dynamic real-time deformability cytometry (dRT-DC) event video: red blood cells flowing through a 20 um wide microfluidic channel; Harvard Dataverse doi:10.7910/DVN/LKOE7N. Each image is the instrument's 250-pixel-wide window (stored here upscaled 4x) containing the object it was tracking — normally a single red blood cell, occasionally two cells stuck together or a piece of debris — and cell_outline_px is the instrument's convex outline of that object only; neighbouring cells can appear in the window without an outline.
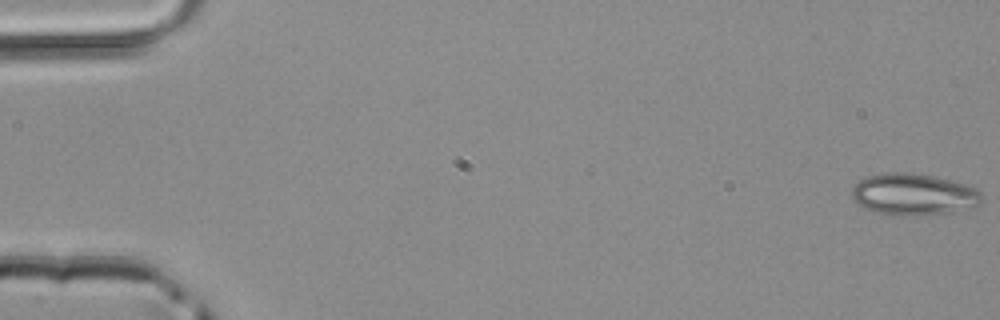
{"species": "common noctule bat (a hibernating species)", "species_latin": "Nyctalus noctula", "temperature_condition": "room temperature", "stored_images_in_passage": 50, "camera_frame_rate_fps": 3000, "um_per_image_px": 0.085, "animal": {"sex": "male", "body_mass_g": 20.4}, "frame": {"image": 1, "passage_image": 1, "time_ms": 0.0, "image_size_px": [1000, 320], "cell_outline_px": [[984, 200], [976, 208], [952, 212], [920, 216], [884, 216], [864, 208], [852, 200], [852, 188], [860, 180], [868, 176], [884, 172], [908, 172], [932, 176], [964, 184], [976, 188], [984, 196]], "centroid_in_image_um": [77.67, 16.56], "position_along_channel_um": 7.3, "area_um2": 32.31}}
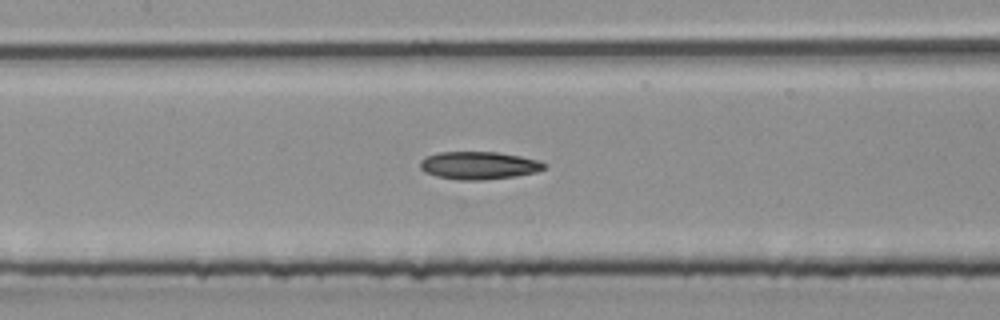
{"frame": {"image": 2, "passage_image": 24, "time_ms": 7.667, "image_size_px": [1000, 320], "cell_outline_px": [[548, 168], [536, 172], [516, 176], [484, 180], [460, 180], [436, 176], [424, 172], [420, 168], [420, 160], [424, 156], [436, 152], [496, 152], [520, 156], [540, 160], [548, 164]], "centroid_in_image_um": [40.71, 14.06], "position_along_channel_um": 166.7, "area_um2": 20.4}}
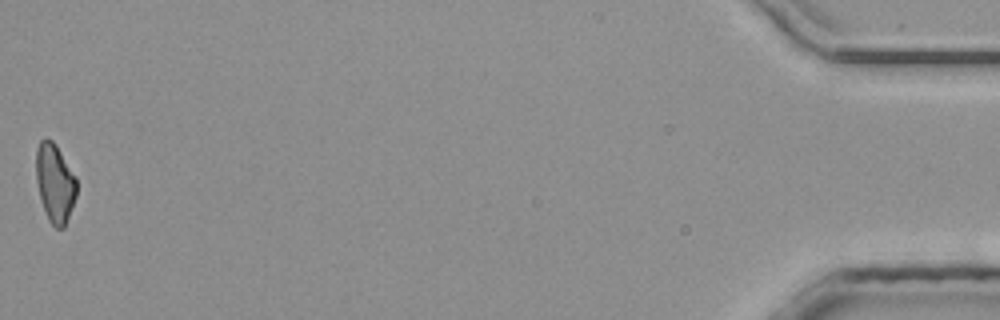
{"frame": {"image": 3, "passage_image": 50, "time_ms": 16.333, "image_size_px": [1000, 320], "cell_outline_px": [[76, 196], [64, 228], [56, 228], [48, 220], [40, 200], [36, 180], [36, 148], [40, 140], [44, 136], [52, 140], [56, 144], [76, 176]], "centroid_in_image_um": [4.65, 15.52], "position_along_channel_um": 430.5, "area_um2": 18.79}}